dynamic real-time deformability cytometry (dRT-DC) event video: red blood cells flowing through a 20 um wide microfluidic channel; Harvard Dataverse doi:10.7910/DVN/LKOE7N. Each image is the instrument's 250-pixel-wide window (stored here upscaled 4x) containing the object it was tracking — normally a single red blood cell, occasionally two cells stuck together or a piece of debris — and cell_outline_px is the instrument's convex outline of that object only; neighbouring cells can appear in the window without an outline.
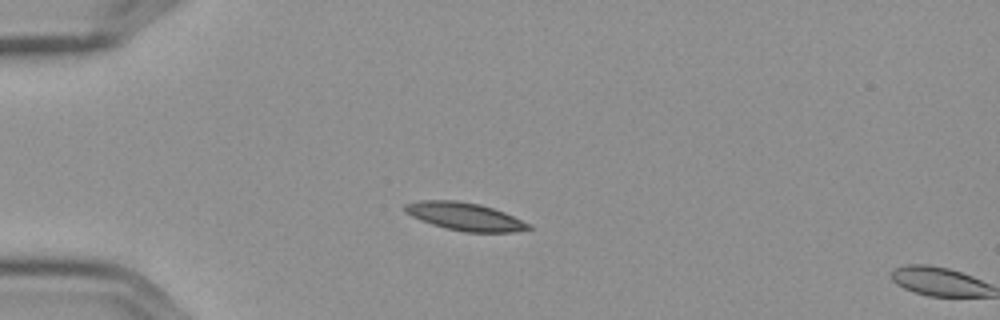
{"species": "Egyptian fruit bat (a non-hibernating species)", "species_latin": "Rousettus aegyptiacus", "temperature_condition": "cold", "stored_images_in_passage": 2, "camera_frame_rate_fps": 3000, "um_per_image_px": 0.085, "frame": {"image": 1, "passage_image": 1, "time_ms": 0.0, "image_size_px": [1000, 320], "cell_outline_px": [[532, 228], [516, 232], [464, 232], [444, 228], [420, 220], [404, 212], [404, 204], [420, 200], [456, 200], [480, 204], [504, 212], [532, 224]], "centroid_in_image_um": [39.52, 18.4], "position_along_channel_um": 45.5, "area_um2": 20.23}}